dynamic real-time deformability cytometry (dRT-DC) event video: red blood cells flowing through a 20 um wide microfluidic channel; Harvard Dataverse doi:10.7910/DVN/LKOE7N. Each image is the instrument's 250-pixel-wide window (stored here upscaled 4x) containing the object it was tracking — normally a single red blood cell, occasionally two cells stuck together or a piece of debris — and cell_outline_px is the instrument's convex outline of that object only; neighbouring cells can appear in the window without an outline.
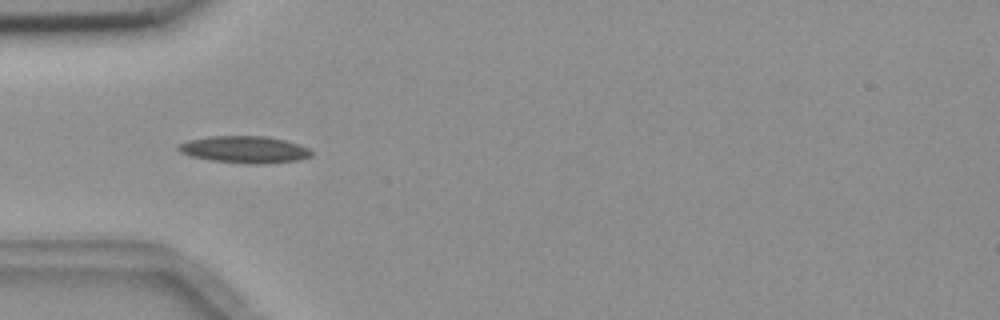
{"species": "common noctule bat (a hibernating species)", "species_latin": "Nyctalus noctula", "temperature_condition": "room temperature", "stored_images_in_passage": 4, "camera_frame_rate_fps": 3000, "um_per_image_px": 0.085, "animal": {"sex": "female", "body_mass_g": 18.4}, "frame": {"image": 1, "passage_image": 4, "time_ms": 3.667, "image_size_px": [1000, 320], "cell_outline_px": [[312, 156], [296, 160], [260, 164], [248, 164], [208, 160], [192, 156], [180, 152], [176, 148], [176, 144], [188, 140], [208, 136], [268, 136], [300, 144], [308, 148], [312, 152]], "centroid_in_image_um": [20.75, 12.7], "position_along_channel_um": 64.3, "area_um2": 21.04}}